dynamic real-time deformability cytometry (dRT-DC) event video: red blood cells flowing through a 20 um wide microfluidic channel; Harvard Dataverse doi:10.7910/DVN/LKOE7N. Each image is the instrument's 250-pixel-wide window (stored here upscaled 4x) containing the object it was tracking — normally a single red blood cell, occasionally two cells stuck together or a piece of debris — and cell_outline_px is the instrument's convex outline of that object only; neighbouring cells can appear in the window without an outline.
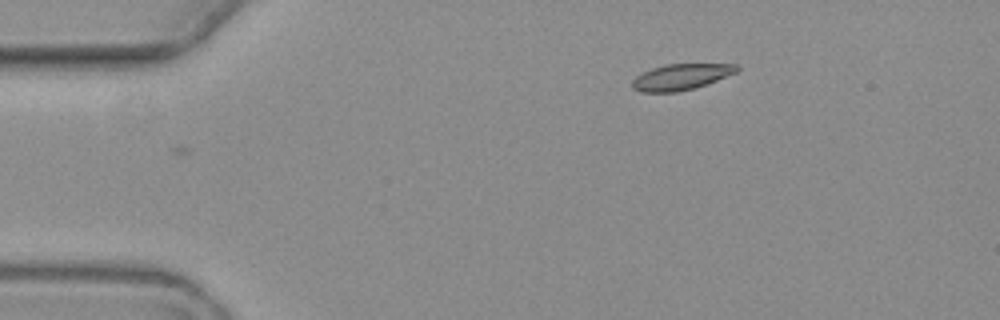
{"species": "common noctule bat (a hibernating species)", "species_latin": "Nyctalus noctula", "temperature_condition": "warm", "stored_images_in_passage": 3, "camera_frame_rate_fps": 3000, "um_per_image_px": 0.085, "animal": {"sex": "female", "body_mass_g": 19.3, "forearm_length_mm": 54.1}, "frame": {"image": 1, "passage_image": 3, "time_ms": 2.333, "image_size_px": [1000, 320], "cell_outline_px": [[740, 68], [736, 72], [708, 84], [676, 92], [640, 92], [632, 88], [632, 80], [640, 72], [664, 64], [740, 64]], "centroid_in_image_um": [57.86, 6.53], "position_along_channel_um": 27.1, "area_um2": 15.95}}